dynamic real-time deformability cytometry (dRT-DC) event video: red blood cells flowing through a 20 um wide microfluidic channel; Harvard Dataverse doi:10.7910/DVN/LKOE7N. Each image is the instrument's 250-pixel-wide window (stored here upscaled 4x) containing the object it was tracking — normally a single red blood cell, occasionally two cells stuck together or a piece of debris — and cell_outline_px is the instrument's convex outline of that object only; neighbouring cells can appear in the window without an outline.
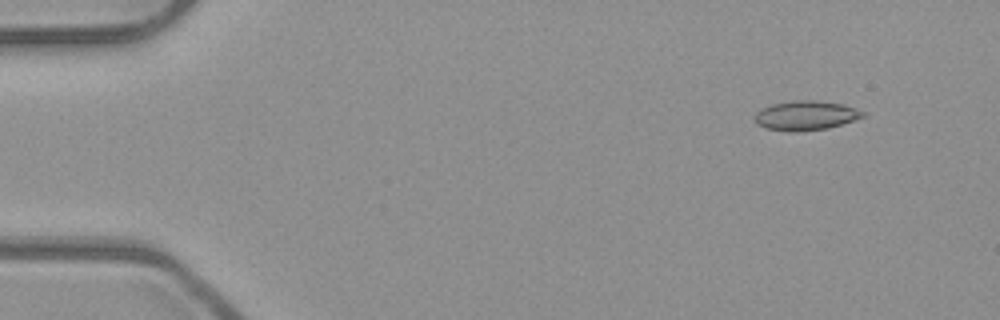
{"species": "common noctule bat (a hibernating species)", "species_latin": "Nyctalus noctula", "temperature_condition": "room temperature", "stored_images_in_passage": 5, "camera_frame_rate_fps": 3000, "um_per_image_px": 0.085, "animal": {"sex": "male", "body_mass_g": 23.1, "forearm_length_mm": 52.7}, "frame": {"image": 1, "passage_image": 1, "time_ms": 0.0, "image_size_px": [1000, 320], "cell_outline_px": [[868, 112], [864, 116], [828, 128], [796, 132], [788, 132], [764, 128], [756, 124], [756, 112], [768, 104], [792, 100], [816, 100], [844, 104]], "centroid_in_image_um": [68.47, 9.81], "position_along_channel_um": 16.5, "area_um2": 18.79}}